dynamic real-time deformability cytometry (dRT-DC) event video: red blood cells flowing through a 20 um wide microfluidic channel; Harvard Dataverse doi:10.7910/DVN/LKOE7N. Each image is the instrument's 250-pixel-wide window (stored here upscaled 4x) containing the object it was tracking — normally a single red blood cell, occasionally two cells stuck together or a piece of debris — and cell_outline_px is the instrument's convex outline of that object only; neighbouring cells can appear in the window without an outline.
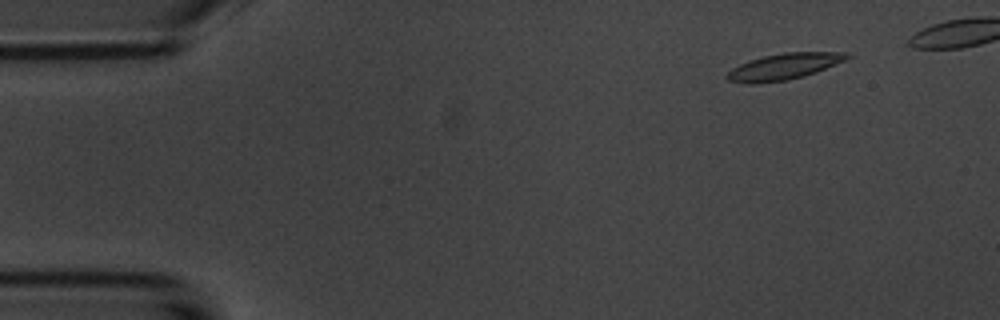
{"species": "common noctule bat (a hibernating species)", "species_latin": "Nyctalus noctula", "temperature_condition": "room temperature", "stored_images_in_passage": 49, "camera_frame_rate_fps": 3000, "um_per_image_px": 0.085, "animal": {"sex": "male", "body_mass_g": 20.1, "forearm_length_mm": 53.5}, "frame": {"image": 1, "passage_image": 6, "time_ms": 1.667, "image_size_px": [1000, 320], "cell_outline_px": [[852, 56], [844, 60], [816, 72], [804, 76], [784, 80], [752, 84], [748, 84], [728, 80], [724, 76], [732, 68], [748, 60], [764, 56], [784, 52], [848, 52]], "centroid_in_image_um": [66.61, 5.65], "position_along_channel_um": 18.4, "area_um2": 18.21}}
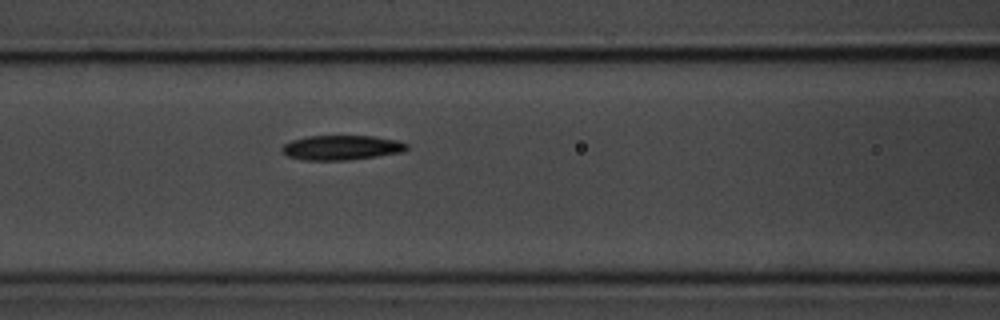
{"frame": {"image": 2, "passage_image": 23, "time_ms": 7.333, "image_size_px": [1000, 320], "cell_outline_px": [[408, 148], [404, 152], [352, 160], [304, 160], [288, 156], [280, 152], [280, 148], [284, 144], [292, 140], [304, 136], [372, 136], [396, 140], [408, 144]], "centroid_in_image_um": [29.01, 12.55], "position_along_channel_um": 137.6, "area_um2": 18.15}}
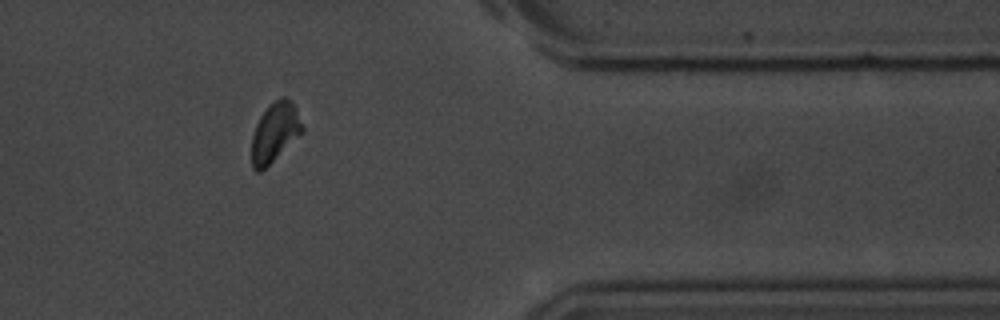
{"frame": {"image": 3, "passage_image": 45, "time_ms": 14.667, "image_size_px": [1000, 320], "cell_outline_px": [[304, 132], [260, 172], [256, 172], [252, 168], [252, 136], [256, 124], [260, 116], [268, 104], [284, 96], [296, 108], [304, 128]], "centroid_in_image_um": [23.36, 11.25], "position_along_channel_um": 388.0, "area_um2": 17.4}, "authors_computed_cell_mechanics": {"area_um2": 18.0336, "velocity_mm_per_s": 3.6808, "shape_relaxation_time_tau1_ms": 4.7437, "shape_relaxation_time_tau2_ms": null, "deformation_change_tau1": 0.1614, "deformation_change_tau2": null}}